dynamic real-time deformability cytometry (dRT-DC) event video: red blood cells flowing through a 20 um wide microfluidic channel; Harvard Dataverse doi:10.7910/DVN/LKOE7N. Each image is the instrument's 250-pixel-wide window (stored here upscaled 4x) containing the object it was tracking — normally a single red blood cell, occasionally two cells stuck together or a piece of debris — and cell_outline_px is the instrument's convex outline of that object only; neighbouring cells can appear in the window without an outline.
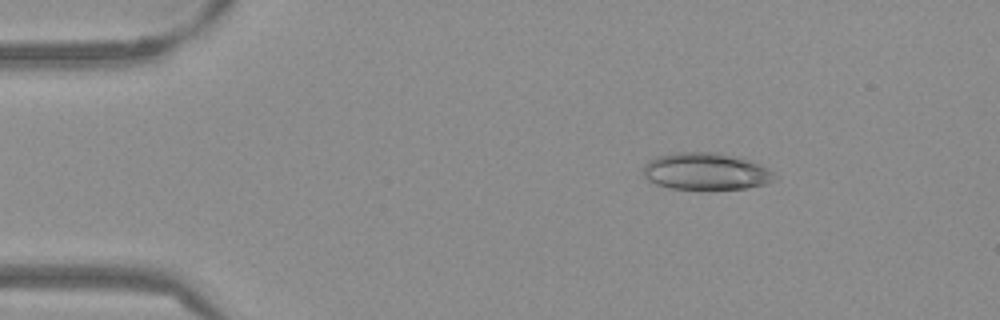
{"species": "Egyptian fruit bat (a non-hibernating species)", "species_latin": "Rousettus aegyptiacus", "temperature_condition": "warm", "stored_images_in_passage": 53, "camera_frame_rate_fps": 3000, "um_per_image_px": 0.085, "frame": {"image": 1, "passage_image": 8, "time_ms": 2.333, "image_size_px": [1000, 320], "cell_outline_px": [[776, 180], [764, 184], [748, 188], [668, 188], [656, 184], [648, 180], [644, 176], [644, 164], [648, 160], [660, 156], [680, 152], [720, 152], [740, 156], [768, 168], [772, 172]], "centroid_in_image_um": [60.01, 14.55], "position_along_channel_um": 25.0, "area_um2": 28.15}}
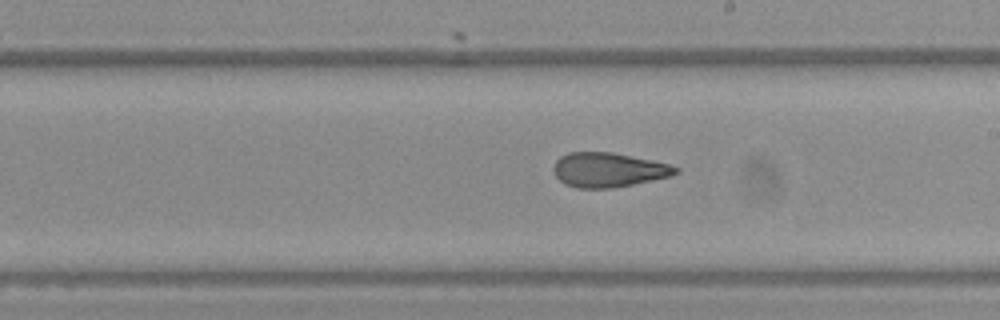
{"frame": {"image": 2, "passage_image": 30, "time_ms": 9.667, "image_size_px": [1000, 320], "cell_outline_px": [[680, 172], [672, 176], [632, 184], [608, 188], [576, 188], [564, 184], [552, 172], [552, 168], [556, 160], [560, 156], [568, 152], [612, 152], [672, 164], [680, 168]], "centroid_in_image_um": [51.72, 14.43], "position_along_channel_um": 237.3, "area_um2": 24.74}}
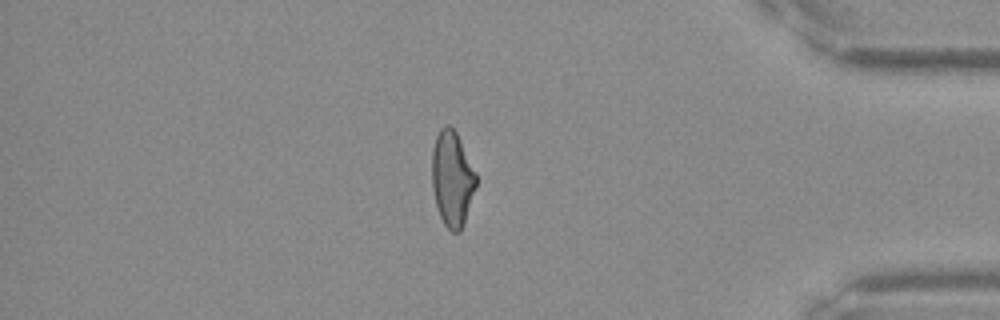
{"frame": {"image": 3, "passage_image": 45, "time_ms": 14.667, "image_size_px": [1000, 320], "cell_outline_px": [[476, 188], [464, 224], [460, 232], [452, 232], [444, 224], [440, 216], [436, 204], [432, 188], [432, 148], [436, 136], [440, 128], [444, 124], [448, 124], [456, 132], [476, 172]], "centroid_in_image_um": [38.43, 15.18], "position_along_channel_um": 396.8, "area_um2": 24.62}, "authors_computed_cell_mechanics": {"area_um2": 25.6054, "velocity_mm_per_s": 3.845, "shape_relaxation_time_tau1_ms": null, "shape_relaxation_time_tau2_ms": 1.9549, "deformation_change_tau1": null, "deformation_change_tau2": 0.105}}